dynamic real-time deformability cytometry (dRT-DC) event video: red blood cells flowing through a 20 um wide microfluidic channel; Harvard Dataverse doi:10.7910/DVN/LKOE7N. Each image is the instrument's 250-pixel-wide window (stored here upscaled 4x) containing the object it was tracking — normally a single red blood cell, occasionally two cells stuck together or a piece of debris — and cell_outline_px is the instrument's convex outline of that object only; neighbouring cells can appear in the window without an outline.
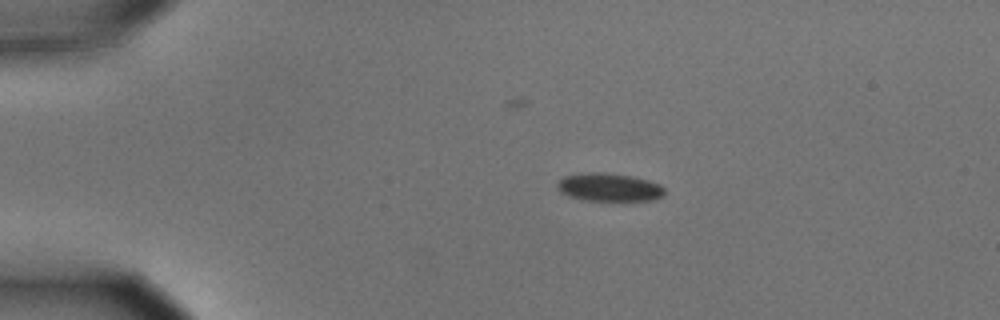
{"species": "common noctule bat (a hibernating species)", "species_latin": "Nyctalus noctula", "temperature_condition": "cold", "stored_images_in_passage": 8, "camera_frame_rate_fps": 3000, "um_per_image_px": 0.085, "animal": {"sex": "male", "body_mass_g": 15.6}, "frame": {"image": 1, "passage_image": 2, "time_ms": 0.333, "image_size_px": [1000, 320], "cell_outline_px": [[664, 192], [660, 196], [652, 200], [584, 200], [568, 196], [560, 192], [556, 184], [564, 176], [592, 172], [604, 172], [632, 176], [648, 180], [660, 184], [664, 188]], "centroid_in_image_um": [51.75, 15.91], "position_along_channel_um": 33.2, "area_um2": 17.4}}
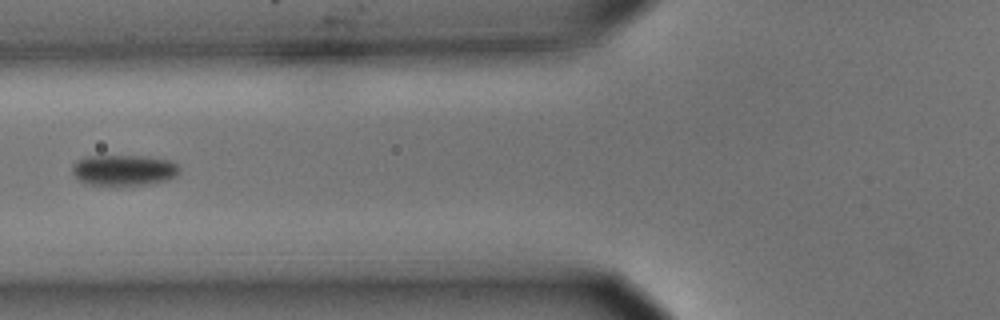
{"frame": {"image": 2, "passage_image": 5, "time_ms": 1.333, "image_size_px": [1000, 320], "cell_outline_px": [[180, 172], [176, 176], [168, 180], [144, 184], [84, 184], [72, 172], [72, 164], [76, 160], [88, 156], [140, 156], [172, 160], [180, 168]], "centroid_in_image_um": [10.53, 14.44], "position_along_channel_um": 115.3, "area_um2": 19.07}}
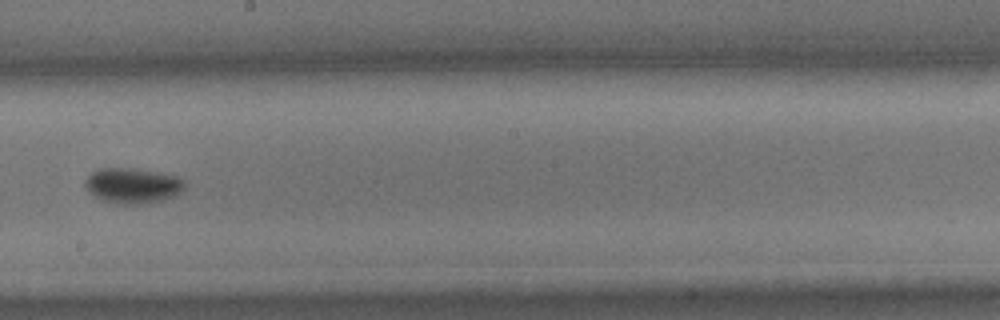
{"frame": {"image": 3, "passage_image": 8, "time_ms": 2.333, "image_size_px": [1000, 320], "cell_outline_px": [[184, 188], [176, 196], [164, 200], [148, 204], [116, 204], [100, 200], [84, 184], [84, 180], [92, 172], [100, 168], [128, 168], [156, 172], [172, 176], [184, 180]], "centroid_in_image_um": [11.27, 15.8], "position_along_channel_um": 236.9, "area_um2": 20.4}}